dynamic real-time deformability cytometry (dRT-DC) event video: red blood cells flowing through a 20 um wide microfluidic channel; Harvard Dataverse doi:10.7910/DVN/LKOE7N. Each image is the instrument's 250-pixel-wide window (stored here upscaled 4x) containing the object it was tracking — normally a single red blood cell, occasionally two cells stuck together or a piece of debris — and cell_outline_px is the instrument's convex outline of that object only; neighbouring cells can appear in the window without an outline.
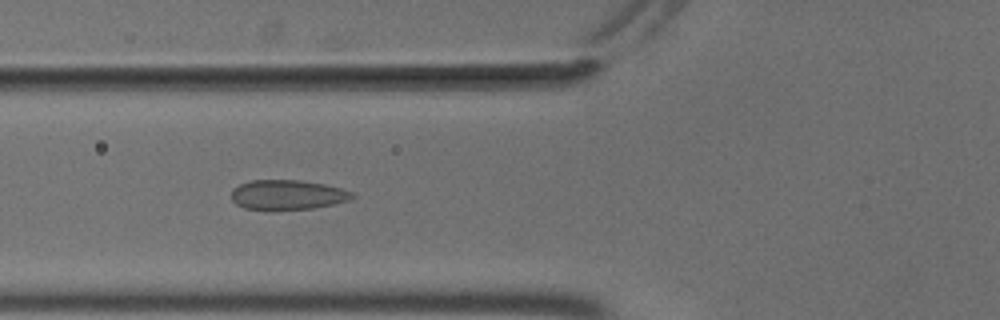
{"species": "common noctule bat (a hibernating species)", "species_latin": "Nyctalus noctula", "temperature_condition": "cold", "stored_images_in_passage": 55, "camera_frame_rate_fps": 3000, "um_per_image_px": 0.085, "animal": {"sex": "male", "body_mass_g": 18.8}, "frame": {"image": 1, "passage_image": 21, "time_ms": 6.667, "image_size_px": [1000, 320], "cell_outline_px": [[356, 196], [348, 200], [332, 204], [312, 208], [272, 212], [244, 208], [236, 204], [232, 200], [232, 188], [248, 180], [300, 180], [324, 184], [340, 188], [352, 192]], "centroid_in_image_um": [24.38, 16.58], "position_along_channel_um": 101.4, "area_um2": 21.44}}
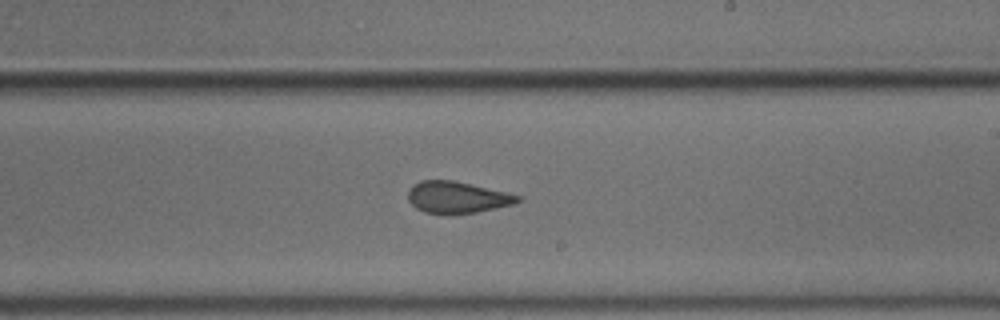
{"frame": {"image": 2, "passage_image": 33, "time_ms": 10.667, "image_size_px": [1000, 320], "cell_outline_px": [[520, 200], [512, 204], [476, 212], [424, 212], [416, 208], [408, 200], [408, 188], [412, 184], [420, 180], [452, 180], [504, 192], [520, 196]], "centroid_in_image_um": [38.78, 16.74], "position_along_channel_um": 250.2, "area_um2": 19.54}}
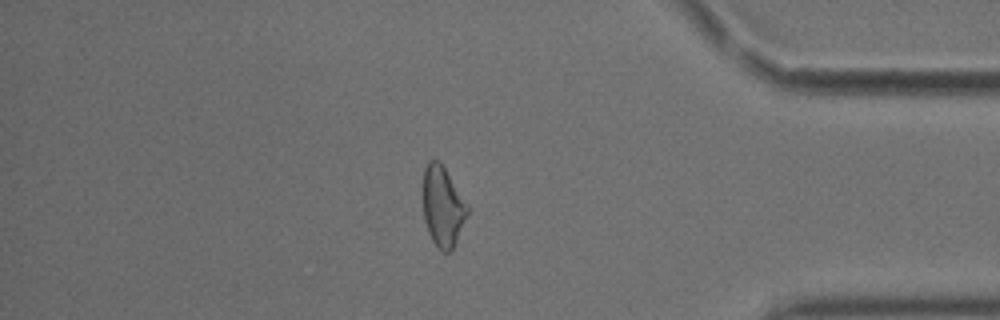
{"frame": {"image": 3, "passage_image": 47, "time_ms": 15.333, "image_size_px": [1000, 320], "cell_outline_px": [[468, 216], [452, 248], [448, 252], [444, 252], [432, 240], [428, 232], [424, 220], [424, 168], [428, 160], [440, 160], [468, 204]], "centroid_in_image_um": [37.65, 17.51], "position_along_channel_um": 397.6, "area_um2": 20.58}, "authors_computed_cell_mechanics": {"area_um2": 21.386, "velocity_mm_per_s": 3.6975, "shape_relaxation_time_tau1_ms": null, "shape_relaxation_time_tau2_ms": 1.5378, "deformation_change_tau1": null, "deformation_change_tau2": 0.0616}}